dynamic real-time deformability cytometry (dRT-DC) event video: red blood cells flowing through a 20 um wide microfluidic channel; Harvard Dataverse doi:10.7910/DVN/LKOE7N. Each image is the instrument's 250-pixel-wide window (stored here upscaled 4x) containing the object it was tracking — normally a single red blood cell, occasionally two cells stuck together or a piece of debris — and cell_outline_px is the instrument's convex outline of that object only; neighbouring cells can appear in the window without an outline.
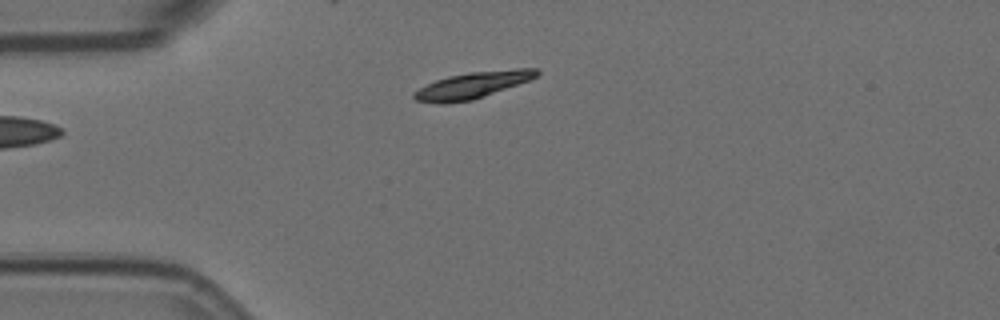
{"species": "Egyptian fruit bat (a non-hibernating species)", "species_latin": "Rousettus aegyptiacus", "temperature_condition": "room temperature", "stored_images_in_passage": 3, "camera_frame_rate_fps": 3000, "um_per_image_px": 0.085, "animal": {"sex": "female"}, "frame": {"image": 1, "passage_image": 3, "time_ms": 0.667, "image_size_px": [1000, 320], "cell_outline_px": [[540, 72], [536, 76], [528, 80], [472, 100], [444, 104], [440, 104], [416, 100], [412, 96], [412, 92], [436, 80], [448, 76], [468, 72], [516, 68], [536, 68]], "centroid_in_image_um": [40.12, 7.23], "position_along_channel_um": 44.9, "area_um2": 18.73}}